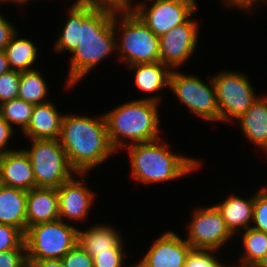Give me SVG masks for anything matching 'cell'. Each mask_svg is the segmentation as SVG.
Wrapping results in <instances>:
<instances>
[{
  "mask_svg": "<svg viewBox=\"0 0 267 267\" xmlns=\"http://www.w3.org/2000/svg\"><path fill=\"white\" fill-rule=\"evenodd\" d=\"M59 140L70 166L77 173L89 174V171L106 162L116 152L110 144L103 113L99 118L65 114Z\"/></svg>",
  "mask_w": 267,
  "mask_h": 267,
  "instance_id": "1",
  "label": "cell"
},
{
  "mask_svg": "<svg viewBox=\"0 0 267 267\" xmlns=\"http://www.w3.org/2000/svg\"><path fill=\"white\" fill-rule=\"evenodd\" d=\"M114 14L113 8L97 6L82 23H79V43L71 52L65 85L67 88L76 86L106 57L114 51L117 52L118 34L114 32Z\"/></svg>",
  "mask_w": 267,
  "mask_h": 267,
  "instance_id": "2",
  "label": "cell"
},
{
  "mask_svg": "<svg viewBox=\"0 0 267 267\" xmlns=\"http://www.w3.org/2000/svg\"><path fill=\"white\" fill-rule=\"evenodd\" d=\"M163 137L124 148L129 154L130 176L142 184L173 181L201 168L200 159L178 155Z\"/></svg>",
  "mask_w": 267,
  "mask_h": 267,
  "instance_id": "3",
  "label": "cell"
},
{
  "mask_svg": "<svg viewBox=\"0 0 267 267\" xmlns=\"http://www.w3.org/2000/svg\"><path fill=\"white\" fill-rule=\"evenodd\" d=\"M159 104L151 100L135 99L103 113L108 138L116 152L133 144L161 138Z\"/></svg>",
  "mask_w": 267,
  "mask_h": 267,
  "instance_id": "4",
  "label": "cell"
},
{
  "mask_svg": "<svg viewBox=\"0 0 267 267\" xmlns=\"http://www.w3.org/2000/svg\"><path fill=\"white\" fill-rule=\"evenodd\" d=\"M113 25L116 34L121 32L116 42L118 60L126 66L160 61L159 36L132 10H115Z\"/></svg>",
  "mask_w": 267,
  "mask_h": 267,
  "instance_id": "5",
  "label": "cell"
},
{
  "mask_svg": "<svg viewBox=\"0 0 267 267\" xmlns=\"http://www.w3.org/2000/svg\"><path fill=\"white\" fill-rule=\"evenodd\" d=\"M30 142L31 147L23 150L30 159L36 187L57 189L77 174L70 166L59 139H34Z\"/></svg>",
  "mask_w": 267,
  "mask_h": 267,
  "instance_id": "6",
  "label": "cell"
},
{
  "mask_svg": "<svg viewBox=\"0 0 267 267\" xmlns=\"http://www.w3.org/2000/svg\"><path fill=\"white\" fill-rule=\"evenodd\" d=\"M27 259H61L78 242V228L56 220L30 226L25 233Z\"/></svg>",
  "mask_w": 267,
  "mask_h": 267,
  "instance_id": "7",
  "label": "cell"
},
{
  "mask_svg": "<svg viewBox=\"0 0 267 267\" xmlns=\"http://www.w3.org/2000/svg\"><path fill=\"white\" fill-rule=\"evenodd\" d=\"M173 69L169 77L168 89L179 101L188 107L189 111L206 122L219 121V106L211 76L207 83L197 75H188Z\"/></svg>",
  "mask_w": 267,
  "mask_h": 267,
  "instance_id": "8",
  "label": "cell"
},
{
  "mask_svg": "<svg viewBox=\"0 0 267 267\" xmlns=\"http://www.w3.org/2000/svg\"><path fill=\"white\" fill-rule=\"evenodd\" d=\"M211 78L219 106V122H235L259 97L248 76L241 71L224 70Z\"/></svg>",
  "mask_w": 267,
  "mask_h": 267,
  "instance_id": "9",
  "label": "cell"
},
{
  "mask_svg": "<svg viewBox=\"0 0 267 267\" xmlns=\"http://www.w3.org/2000/svg\"><path fill=\"white\" fill-rule=\"evenodd\" d=\"M145 1H153L148 6ZM134 4L132 11L156 35L162 36L185 23L197 11L196 0H145Z\"/></svg>",
  "mask_w": 267,
  "mask_h": 267,
  "instance_id": "10",
  "label": "cell"
},
{
  "mask_svg": "<svg viewBox=\"0 0 267 267\" xmlns=\"http://www.w3.org/2000/svg\"><path fill=\"white\" fill-rule=\"evenodd\" d=\"M193 215L186 228L187 238H184L192 249L219 252L233 238L215 205L195 209Z\"/></svg>",
  "mask_w": 267,
  "mask_h": 267,
  "instance_id": "11",
  "label": "cell"
},
{
  "mask_svg": "<svg viewBox=\"0 0 267 267\" xmlns=\"http://www.w3.org/2000/svg\"><path fill=\"white\" fill-rule=\"evenodd\" d=\"M191 17L159 37L160 62L171 70L180 68L198 46L199 24Z\"/></svg>",
  "mask_w": 267,
  "mask_h": 267,
  "instance_id": "12",
  "label": "cell"
},
{
  "mask_svg": "<svg viewBox=\"0 0 267 267\" xmlns=\"http://www.w3.org/2000/svg\"><path fill=\"white\" fill-rule=\"evenodd\" d=\"M85 175L87 173H77L75 176L79 179L82 177L81 180L73 176L57 188L60 220L83 222L87 219L95 201V192L86 186V179L83 178Z\"/></svg>",
  "mask_w": 267,
  "mask_h": 267,
  "instance_id": "13",
  "label": "cell"
},
{
  "mask_svg": "<svg viewBox=\"0 0 267 267\" xmlns=\"http://www.w3.org/2000/svg\"><path fill=\"white\" fill-rule=\"evenodd\" d=\"M192 247L173 230L156 239L134 267H183Z\"/></svg>",
  "mask_w": 267,
  "mask_h": 267,
  "instance_id": "14",
  "label": "cell"
},
{
  "mask_svg": "<svg viewBox=\"0 0 267 267\" xmlns=\"http://www.w3.org/2000/svg\"><path fill=\"white\" fill-rule=\"evenodd\" d=\"M0 181L2 185L27 192L37 188L30 159L22 148L0 155Z\"/></svg>",
  "mask_w": 267,
  "mask_h": 267,
  "instance_id": "15",
  "label": "cell"
},
{
  "mask_svg": "<svg viewBox=\"0 0 267 267\" xmlns=\"http://www.w3.org/2000/svg\"><path fill=\"white\" fill-rule=\"evenodd\" d=\"M64 114L56 108L53 102L37 104L27 128L22 132L28 140L59 139Z\"/></svg>",
  "mask_w": 267,
  "mask_h": 267,
  "instance_id": "16",
  "label": "cell"
},
{
  "mask_svg": "<svg viewBox=\"0 0 267 267\" xmlns=\"http://www.w3.org/2000/svg\"><path fill=\"white\" fill-rule=\"evenodd\" d=\"M59 220L58 192L55 188H33L27 192L26 231L30 226Z\"/></svg>",
  "mask_w": 267,
  "mask_h": 267,
  "instance_id": "17",
  "label": "cell"
},
{
  "mask_svg": "<svg viewBox=\"0 0 267 267\" xmlns=\"http://www.w3.org/2000/svg\"><path fill=\"white\" fill-rule=\"evenodd\" d=\"M237 121L245 139L267 154V97H258Z\"/></svg>",
  "mask_w": 267,
  "mask_h": 267,
  "instance_id": "18",
  "label": "cell"
},
{
  "mask_svg": "<svg viewBox=\"0 0 267 267\" xmlns=\"http://www.w3.org/2000/svg\"><path fill=\"white\" fill-rule=\"evenodd\" d=\"M128 68H133L135 71L133 75L135 86L142 92L149 93V96L141 99L160 103L161 96H157L156 94H151L150 96V93H158L160 90L168 89L169 77L172 70L160 61L155 63H137L128 66Z\"/></svg>",
  "mask_w": 267,
  "mask_h": 267,
  "instance_id": "19",
  "label": "cell"
},
{
  "mask_svg": "<svg viewBox=\"0 0 267 267\" xmlns=\"http://www.w3.org/2000/svg\"><path fill=\"white\" fill-rule=\"evenodd\" d=\"M254 201L255 194L246 199L233 193L228 195L222 202L214 204L233 236H237L236 233L238 234L250 228L253 218Z\"/></svg>",
  "mask_w": 267,
  "mask_h": 267,
  "instance_id": "20",
  "label": "cell"
},
{
  "mask_svg": "<svg viewBox=\"0 0 267 267\" xmlns=\"http://www.w3.org/2000/svg\"><path fill=\"white\" fill-rule=\"evenodd\" d=\"M27 191L0 185V224L26 233Z\"/></svg>",
  "mask_w": 267,
  "mask_h": 267,
  "instance_id": "21",
  "label": "cell"
},
{
  "mask_svg": "<svg viewBox=\"0 0 267 267\" xmlns=\"http://www.w3.org/2000/svg\"><path fill=\"white\" fill-rule=\"evenodd\" d=\"M124 239L112 225L94 224L87 230L78 229V244L92 257L115 249Z\"/></svg>",
  "mask_w": 267,
  "mask_h": 267,
  "instance_id": "22",
  "label": "cell"
},
{
  "mask_svg": "<svg viewBox=\"0 0 267 267\" xmlns=\"http://www.w3.org/2000/svg\"><path fill=\"white\" fill-rule=\"evenodd\" d=\"M97 7L95 4H81L73 2V5L67 10L68 18L63 24L61 32L58 34V39L54 45V51L61 52L69 51L70 53L78 46L79 43V23Z\"/></svg>",
  "mask_w": 267,
  "mask_h": 267,
  "instance_id": "23",
  "label": "cell"
},
{
  "mask_svg": "<svg viewBox=\"0 0 267 267\" xmlns=\"http://www.w3.org/2000/svg\"><path fill=\"white\" fill-rule=\"evenodd\" d=\"M18 31L11 37L4 51L11 70L29 71L34 69L33 64L37 63L38 48L30 39L19 37Z\"/></svg>",
  "mask_w": 267,
  "mask_h": 267,
  "instance_id": "24",
  "label": "cell"
},
{
  "mask_svg": "<svg viewBox=\"0 0 267 267\" xmlns=\"http://www.w3.org/2000/svg\"><path fill=\"white\" fill-rule=\"evenodd\" d=\"M244 251L240 263L230 265L231 267H255L267 261V233L253 228L240 232Z\"/></svg>",
  "mask_w": 267,
  "mask_h": 267,
  "instance_id": "25",
  "label": "cell"
},
{
  "mask_svg": "<svg viewBox=\"0 0 267 267\" xmlns=\"http://www.w3.org/2000/svg\"><path fill=\"white\" fill-rule=\"evenodd\" d=\"M41 73L36 68L20 72L18 98L34 105L50 101L46 99L49 93L48 84Z\"/></svg>",
  "mask_w": 267,
  "mask_h": 267,
  "instance_id": "26",
  "label": "cell"
},
{
  "mask_svg": "<svg viewBox=\"0 0 267 267\" xmlns=\"http://www.w3.org/2000/svg\"><path fill=\"white\" fill-rule=\"evenodd\" d=\"M34 104L26 102L20 98L0 104V116L12 127L20 126L21 133L27 128Z\"/></svg>",
  "mask_w": 267,
  "mask_h": 267,
  "instance_id": "27",
  "label": "cell"
},
{
  "mask_svg": "<svg viewBox=\"0 0 267 267\" xmlns=\"http://www.w3.org/2000/svg\"><path fill=\"white\" fill-rule=\"evenodd\" d=\"M216 250L211 249H192L186 257L183 267H231L222 263Z\"/></svg>",
  "mask_w": 267,
  "mask_h": 267,
  "instance_id": "28",
  "label": "cell"
},
{
  "mask_svg": "<svg viewBox=\"0 0 267 267\" xmlns=\"http://www.w3.org/2000/svg\"><path fill=\"white\" fill-rule=\"evenodd\" d=\"M251 228L267 233V187L255 194Z\"/></svg>",
  "mask_w": 267,
  "mask_h": 267,
  "instance_id": "29",
  "label": "cell"
},
{
  "mask_svg": "<svg viewBox=\"0 0 267 267\" xmlns=\"http://www.w3.org/2000/svg\"><path fill=\"white\" fill-rule=\"evenodd\" d=\"M122 241L115 249L109 252L98 253L93 257L94 267H125L126 252Z\"/></svg>",
  "mask_w": 267,
  "mask_h": 267,
  "instance_id": "30",
  "label": "cell"
},
{
  "mask_svg": "<svg viewBox=\"0 0 267 267\" xmlns=\"http://www.w3.org/2000/svg\"><path fill=\"white\" fill-rule=\"evenodd\" d=\"M20 72L10 70L0 76V104L13 100L19 93Z\"/></svg>",
  "mask_w": 267,
  "mask_h": 267,
  "instance_id": "31",
  "label": "cell"
},
{
  "mask_svg": "<svg viewBox=\"0 0 267 267\" xmlns=\"http://www.w3.org/2000/svg\"><path fill=\"white\" fill-rule=\"evenodd\" d=\"M25 235L10 225L0 224V252L12 248H26Z\"/></svg>",
  "mask_w": 267,
  "mask_h": 267,
  "instance_id": "32",
  "label": "cell"
},
{
  "mask_svg": "<svg viewBox=\"0 0 267 267\" xmlns=\"http://www.w3.org/2000/svg\"><path fill=\"white\" fill-rule=\"evenodd\" d=\"M61 261L64 267H94L93 257L78 243L61 258Z\"/></svg>",
  "mask_w": 267,
  "mask_h": 267,
  "instance_id": "33",
  "label": "cell"
},
{
  "mask_svg": "<svg viewBox=\"0 0 267 267\" xmlns=\"http://www.w3.org/2000/svg\"><path fill=\"white\" fill-rule=\"evenodd\" d=\"M26 248H12L0 252V267H25Z\"/></svg>",
  "mask_w": 267,
  "mask_h": 267,
  "instance_id": "34",
  "label": "cell"
},
{
  "mask_svg": "<svg viewBox=\"0 0 267 267\" xmlns=\"http://www.w3.org/2000/svg\"><path fill=\"white\" fill-rule=\"evenodd\" d=\"M17 28L0 12V51H4Z\"/></svg>",
  "mask_w": 267,
  "mask_h": 267,
  "instance_id": "35",
  "label": "cell"
},
{
  "mask_svg": "<svg viewBox=\"0 0 267 267\" xmlns=\"http://www.w3.org/2000/svg\"><path fill=\"white\" fill-rule=\"evenodd\" d=\"M15 128H12L1 116H0V155L13 151L12 149H7L10 142L15 134Z\"/></svg>",
  "mask_w": 267,
  "mask_h": 267,
  "instance_id": "36",
  "label": "cell"
},
{
  "mask_svg": "<svg viewBox=\"0 0 267 267\" xmlns=\"http://www.w3.org/2000/svg\"><path fill=\"white\" fill-rule=\"evenodd\" d=\"M224 5L230 8H238L240 10H244V12L252 11L255 5H259V3H266L267 0H221ZM252 8V9H251Z\"/></svg>",
  "mask_w": 267,
  "mask_h": 267,
  "instance_id": "37",
  "label": "cell"
},
{
  "mask_svg": "<svg viewBox=\"0 0 267 267\" xmlns=\"http://www.w3.org/2000/svg\"><path fill=\"white\" fill-rule=\"evenodd\" d=\"M26 267H64L61 259H27Z\"/></svg>",
  "mask_w": 267,
  "mask_h": 267,
  "instance_id": "38",
  "label": "cell"
},
{
  "mask_svg": "<svg viewBox=\"0 0 267 267\" xmlns=\"http://www.w3.org/2000/svg\"><path fill=\"white\" fill-rule=\"evenodd\" d=\"M134 1L136 0H113V9L132 10Z\"/></svg>",
  "mask_w": 267,
  "mask_h": 267,
  "instance_id": "39",
  "label": "cell"
},
{
  "mask_svg": "<svg viewBox=\"0 0 267 267\" xmlns=\"http://www.w3.org/2000/svg\"><path fill=\"white\" fill-rule=\"evenodd\" d=\"M75 2L81 4H95L97 6H107L113 8V0H75Z\"/></svg>",
  "mask_w": 267,
  "mask_h": 267,
  "instance_id": "40",
  "label": "cell"
},
{
  "mask_svg": "<svg viewBox=\"0 0 267 267\" xmlns=\"http://www.w3.org/2000/svg\"><path fill=\"white\" fill-rule=\"evenodd\" d=\"M9 61L5 51H0V76L10 71Z\"/></svg>",
  "mask_w": 267,
  "mask_h": 267,
  "instance_id": "41",
  "label": "cell"
},
{
  "mask_svg": "<svg viewBox=\"0 0 267 267\" xmlns=\"http://www.w3.org/2000/svg\"><path fill=\"white\" fill-rule=\"evenodd\" d=\"M30 1H34V0H0V4H3V3H10V4H18V6H19V4L21 5L22 4V6H23V4L25 5H27V3H30Z\"/></svg>",
  "mask_w": 267,
  "mask_h": 267,
  "instance_id": "42",
  "label": "cell"
},
{
  "mask_svg": "<svg viewBox=\"0 0 267 267\" xmlns=\"http://www.w3.org/2000/svg\"><path fill=\"white\" fill-rule=\"evenodd\" d=\"M255 267H267V263L266 262L260 263V264L256 265Z\"/></svg>",
  "mask_w": 267,
  "mask_h": 267,
  "instance_id": "43",
  "label": "cell"
}]
</instances>
